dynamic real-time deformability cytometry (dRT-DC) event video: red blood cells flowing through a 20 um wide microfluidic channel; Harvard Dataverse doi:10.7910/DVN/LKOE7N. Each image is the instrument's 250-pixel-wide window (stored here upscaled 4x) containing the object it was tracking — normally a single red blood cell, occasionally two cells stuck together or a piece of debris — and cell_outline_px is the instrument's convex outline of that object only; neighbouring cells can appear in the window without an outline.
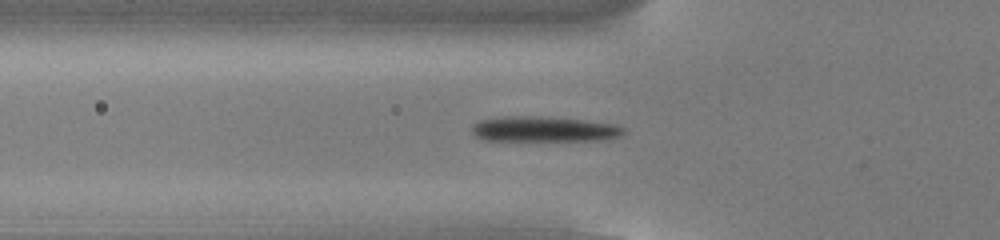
{"species": "common noctule bat (a hibernating species)", "species_latin": "Nyctalus noctula", "temperature_condition": "cold", "stored_images_in_passage": 53, "camera_frame_rate_fps": 3000, "um_per_image_px": 0.085, "animal": {"sex": "male", "body_mass_g": 13.0, "forearm_length_mm": 53.1}, "frame": {"image": 1, "passage_image": 18, "time_ms": 5.667, "image_size_px": [1000, 240], "cell_outline_px": [[624, 132], [620, 136], [604, 140], [480, 140], [472, 132], [472, 124], [480, 120], [504, 116], [548, 116], [584, 120], [616, 124], [624, 128]], "centroid_in_image_um": [46.22, 10.96], "position_along_channel_um": 79.6, "area_um2": 22.54}}
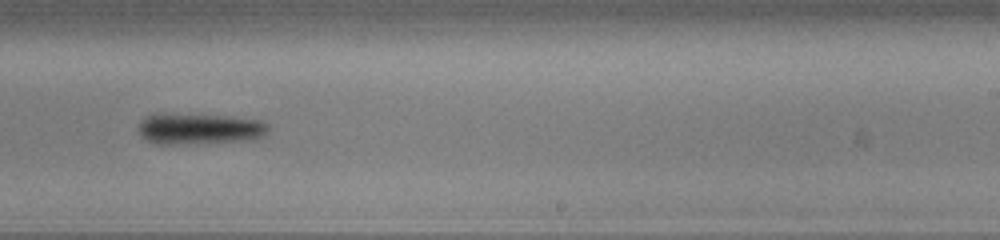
{"frame": {"image": 2, "passage_image": 33, "time_ms": 10.667, "image_size_px": [1000, 240], "cell_outline_px": [[268, 132], [264, 136], [256, 140], [188, 144], [152, 144], [140, 136], [136, 128], [140, 120], [144, 116], [156, 112], [160, 112], [228, 116], [260, 120], [268, 124]], "centroid_in_image_um": [16.88, 10.94], "position_along_channel_um": 272.1, "area_um2": 24.57}}
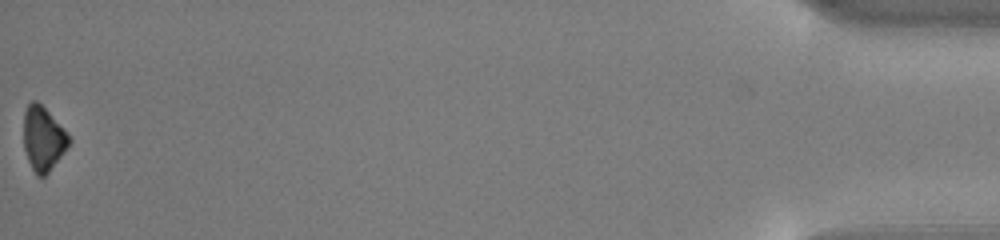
{"frame": {"image": 3, "passage_image": 53, "time_ms": 17.333, "image_size_px": [1000, 240], "cell_outline_px": [[72, 140], [64, 152], [48, 172], [44, 176], [36, 176], [28, 160], [24, 148], [24, 112], [28, 104], [32, 100], [36, 100], [48, 112]], "centroid_in_image_um": [3.65, 11.79], "position_along_channel_um": 431.6, "area_um2": 16.53}, "authors_computed_cell_mechanics": {"area_um2": 21.386, "velocity_mm_per_s": 3.8561, "shape_relaxation_time_tau1_ms": 2.3478, "shape_relaxation_time_tau2_ms": null, "deformation_change_tau1": 0.1415, "deformation_change_tau2": null}}